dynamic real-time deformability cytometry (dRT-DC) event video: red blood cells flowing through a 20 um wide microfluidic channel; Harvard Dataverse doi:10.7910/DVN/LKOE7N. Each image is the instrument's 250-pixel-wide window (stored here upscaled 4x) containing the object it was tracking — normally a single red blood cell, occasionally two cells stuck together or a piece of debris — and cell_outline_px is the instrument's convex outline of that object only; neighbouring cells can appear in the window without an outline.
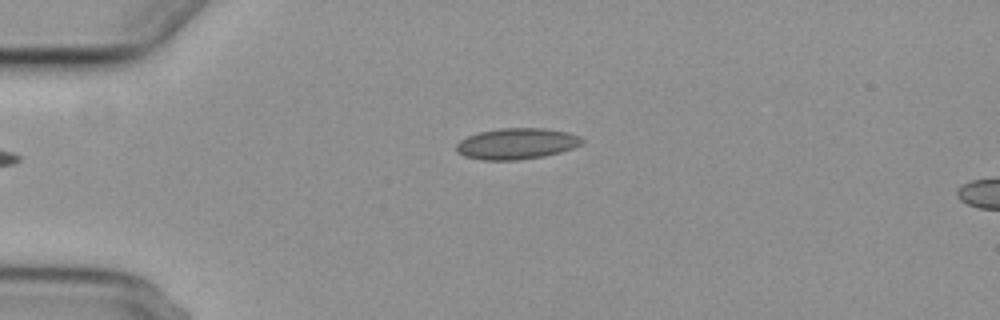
{"species": "common noctule bat (a hibernating species)", "species_latin": "Nyctalus noctula", "temperature_condition": "cold", "stored_images_in_passage": 3, "segment_of_instrument_passage": [1, 2], "camera_frame_rate_fps": 3000, "um_per_image_px": 0.085, "animal": {"sex": "female", "body_mass_g": 29.2, "forearm_length_mm": 56.3}, "frame": {"image": 1, "passage_image": 1, "time_ms": 0.0, "image_size_px": [1000, 320], "cell_outline_px": [[584, 140], [580, 144], [572, 148], [560, 152], [544, 156], [516, 160], [480, 160], [464, 156], [456, 152], [456, 144], [460, 140], [468, 136], [480, 132], [500, 128], [544, 128], [568, 132], [580, 136]], "centroid_in_image_um": [43.89, 12.21], "position_along_channel_um": 41.1, "area_um2": 22.77}}